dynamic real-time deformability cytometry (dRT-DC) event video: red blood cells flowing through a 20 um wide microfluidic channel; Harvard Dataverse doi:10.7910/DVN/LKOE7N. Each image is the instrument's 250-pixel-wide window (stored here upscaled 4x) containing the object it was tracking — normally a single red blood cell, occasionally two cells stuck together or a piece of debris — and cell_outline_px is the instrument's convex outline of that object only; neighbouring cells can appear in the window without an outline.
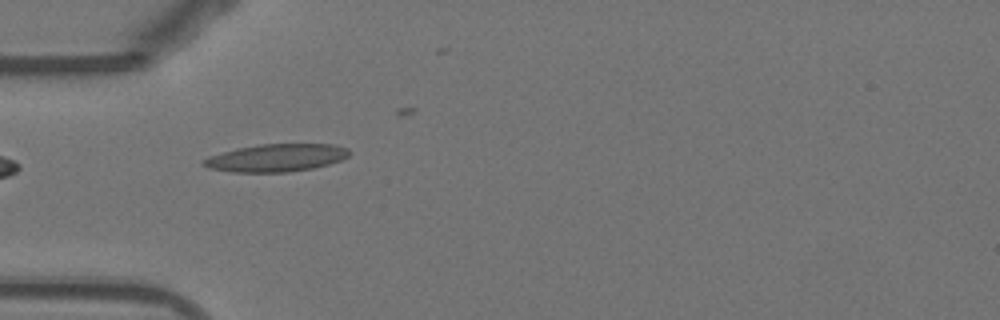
{"species": "Egyptian fruit bat (a non-hibernating species)", "species_latin": "Rousettus aegyptiacus", "temperature_condition": "warm", "stored_images_in_passage": 25, "camera_frame_rate_fps": 3000, "um_per_image_px": 0.085, "animal": {"sex": "female"}, "frame": {"image": 1, "passage_image": 1, "time_ms": 0.0, "image_size_px": [1000, 320], "cell_outline_px": [[352, 152], [348, 156], [340, 160], [328, 164], [312, 168], [288, 172], [232, 172], [208, 168], [200, 164], [200, 160], [208, 156], [236, 148], [260, 144], [332, 144], [348, 148]], "centroid_in_image_um": [23.44, 13.41], "position_along_channel_um": 61.6, "area_um2": 23.64}}
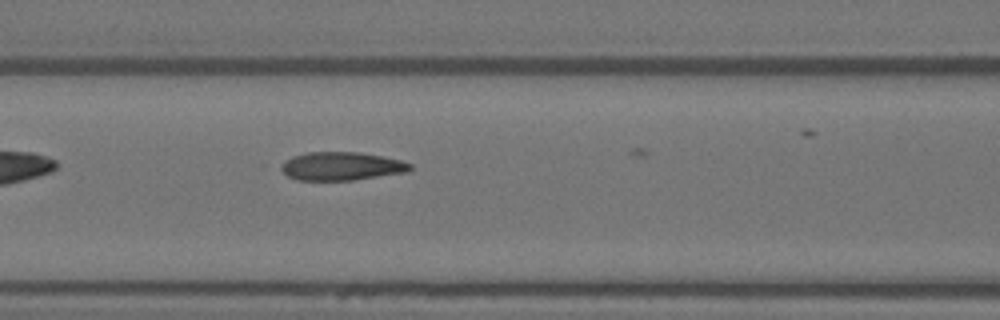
{"frame": {"image": 2, "passage_image": 7, "time_ms": 2.0, "image_size_px": [1000, 320], "cell_outline_px": [[412, 168], [408, 172], [352, 180], [296, 180], [288, 176], [280, 168], [280, 164], [284, 160], [292, 156], [308, 152], [360, 152], [384, 156], [400, 160], [412, 164]], "centroid_in_image_um": [29.02, 14.12], "position_along_channel_um": 137.6, "area_um2": 21.44}}
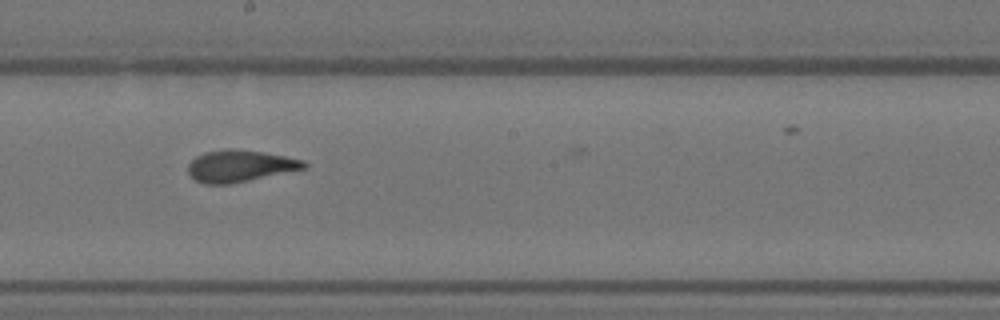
{"frame": {"image": 3, "passage_image": 14, "time_ms": 4.333, "image_size_px": [1000, 320], "cell_outline_px": [[308, 168], [232, 184], [204, 184], [196, 180], [188, 172], [188, 164], [196, 156], [204, 152], [228, 148], [232, 148], [264, 152], [304, 160], [308, 164]], "centroid_in_image_um": [20.42, 14.11], "position_along_channel_um": 227.8, "area_um2": 21.68}}